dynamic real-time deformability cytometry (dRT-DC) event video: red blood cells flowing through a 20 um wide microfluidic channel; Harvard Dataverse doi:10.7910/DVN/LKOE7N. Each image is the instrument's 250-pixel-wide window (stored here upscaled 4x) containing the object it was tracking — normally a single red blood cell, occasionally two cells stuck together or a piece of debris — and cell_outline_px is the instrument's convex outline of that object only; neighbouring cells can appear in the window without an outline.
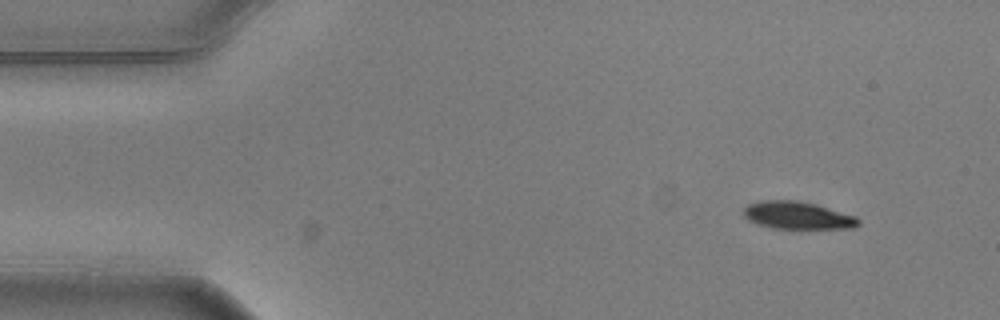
{"species": "common noctule bat (a hibernating species)", "species_latin": "Nyctalus noctula", "temperature_condition": "warm", "stored_images_in_passage": 4, "camera_frame_rate_fps": 3000, "um_per_image_px": 0.085, "animal": {"sex": "male", "body_mass_g": 20.5, "forearm_length_mm": 52.5}, "frame": {"image": 1, "passage_image": 1, "time_ms": 0.0, "image_size_px": [1000, 320], "cell_outline_px": [[860, 224], [856, 228], [772, 228], [748, 220], [744, 216], [744, 208], [748, 204], [760, 200], [796, 200], [816, 204], [856, 216], [860, 220]], "centroid_in_image_um": [67.81, 18.3], "position_along_channel_um": 17.2, "area_um2": 18.38}}
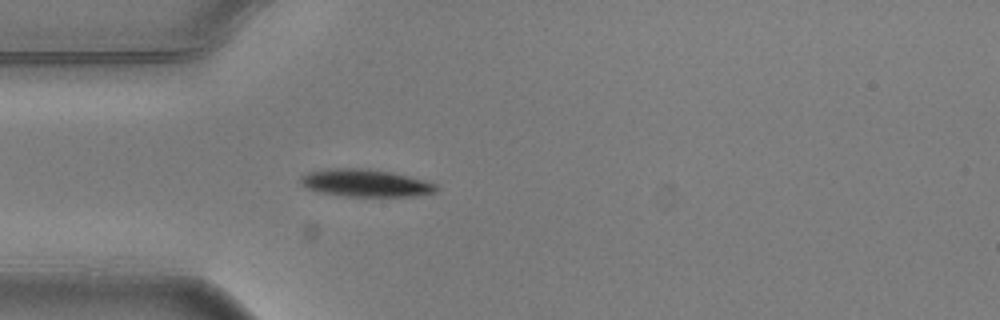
{"frame": {"image": 2, "passage_image": 4, "time_ms": 1.0, "image_size_px": [1000, 320], "cell_outline_px": [[436, 192], [416, 196], [348, 196], [316, 192], [308, 188], [300, 180], [300, 176], [308, 172], [328, 168], [368, 168], [392, 172], [424, 180], [436, 184]], "centroid_in_image_um": [31.06, 15.55], "position_along_channel_um": 53.9, "area_um2": 21.68}}